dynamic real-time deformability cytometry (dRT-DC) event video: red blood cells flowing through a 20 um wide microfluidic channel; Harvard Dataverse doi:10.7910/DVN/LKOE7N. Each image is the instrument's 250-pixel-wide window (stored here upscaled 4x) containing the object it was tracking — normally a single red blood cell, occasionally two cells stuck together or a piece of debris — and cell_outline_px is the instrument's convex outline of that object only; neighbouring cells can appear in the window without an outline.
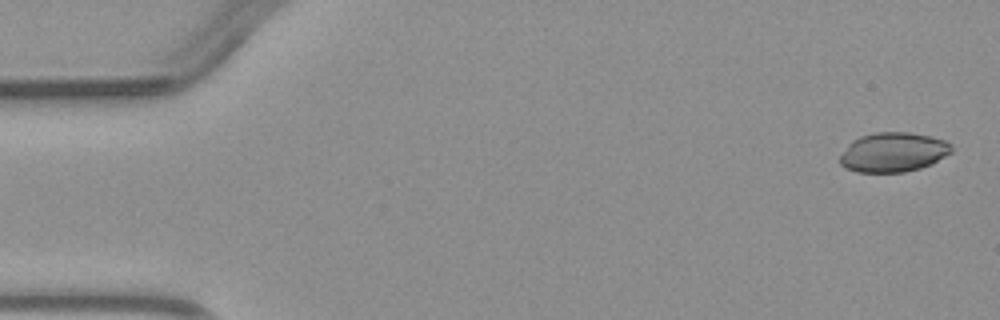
{"species": "common noctule bat (a hibernating species)", "species_latin": "Nyctalus noctula", "temperature_condition": "warm", "stored_images_in_passage": 4, "camera_frame_rate_fps": 3000, "um_per_image_px": 0.085, "animal": {"sex": "male", "body_mass_g": 23.1, "forearm_length_mm": 52.7}, "frame": {"image": 1, "passage_image": 1, "time_ms": 0.0, "image_size_px": [1000, 320], "cell_outline_px": [[952, 152], [932, 164], [920, 168], [904, 172], [856, 172], [844, 168], [840, 164], [840, 156], [848, 144], [852, 140], [860, 136], [876, 132], [908, 132], [928, 136], [944, 140], [952, 144]], "centroid_in_image_um": [75.91, 12.94], "position_along_channel_um": 9.1, "area_um2": 25.78}}
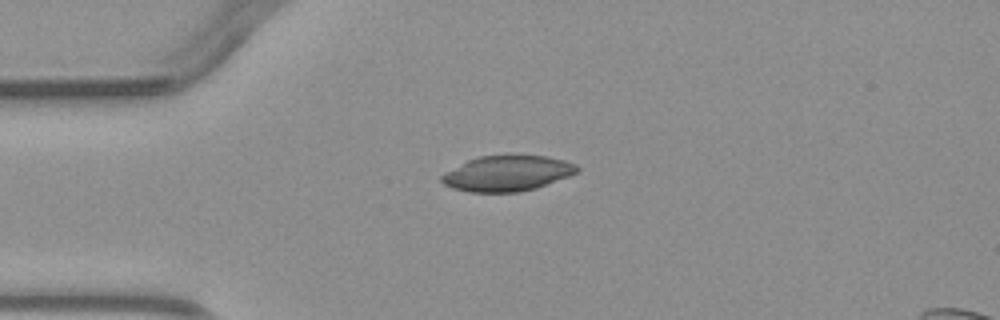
{"frame": {"image": 2, "passage_image": 3, "time_ms": 3.333, "image_size_px": [1000, 320], "cell_outline_px": [[580, 172], [536, 188], [516, 192], [468, 192], [452, 188], [444, 184], [440, 180], [440, 176], [444, 172], [468, 160], [480, 156], [548, 156], [564, 160], [576, 164], [580, 168]], "centroid_in_image_um": [43.12, 14.74], "position_along_channel_um": 41.9, "area_um2": 27.98}}